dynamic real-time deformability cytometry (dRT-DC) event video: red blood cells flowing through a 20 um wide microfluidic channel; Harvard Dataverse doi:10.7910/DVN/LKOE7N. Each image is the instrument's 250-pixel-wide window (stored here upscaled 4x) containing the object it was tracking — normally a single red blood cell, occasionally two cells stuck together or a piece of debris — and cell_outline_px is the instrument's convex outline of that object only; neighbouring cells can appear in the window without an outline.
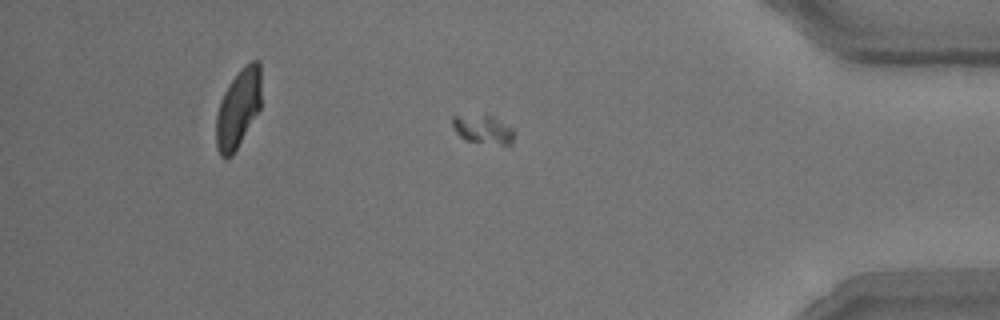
{"species": "common noctule bat (a hibernating species)", "species_latin": "Nyctalus noctula", "temperature_condition": "room temperature", "stored_images_in_passage": 40, "camera_frame_rate_fps": 3000, "um_per_image_px": 0.085, "animal": {"sex": "male", "body_mass_g": 15.6}, "frame": {"image": 1, "passage_image": 32, "time_ms": 10.333, "image_size_px": [1000, 320], "cell_outline_px": [[516, 132], [512, 144], [504, 144], [464, 140], [456, 132], [452, 124], [452, 116], [492, 116], [512, 128]], "centroid_in_image_um": [41.08, 11.01], "position_along_channel_um": 394.1, "area_um2": 10.0}}
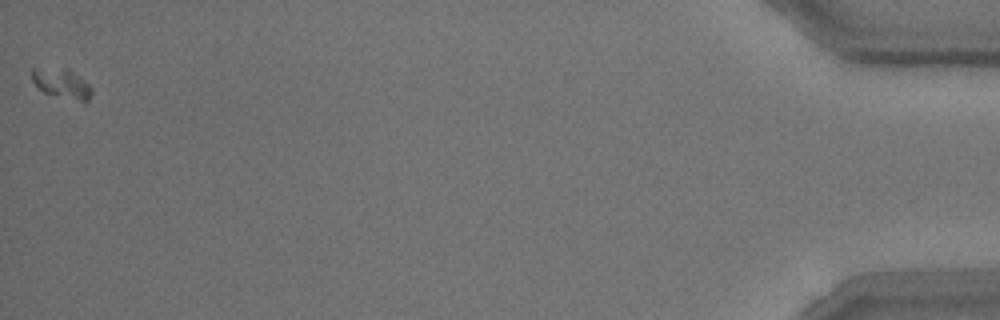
{"frame": {"image": 2, "passage_image": 40, "time_ms": 13.0, "image_size_px": [1000, 320], "cell_outline_px": [[92, 92], [88, 100], [84, 104], [44, 92], [32, 80], [32, 68], [68, 68], [88, 84], [92, 88]], "centroid_in_image_um": [5.28, 7.12], "position_along_channel_um": 429.9, "area_um2": 10.35}}